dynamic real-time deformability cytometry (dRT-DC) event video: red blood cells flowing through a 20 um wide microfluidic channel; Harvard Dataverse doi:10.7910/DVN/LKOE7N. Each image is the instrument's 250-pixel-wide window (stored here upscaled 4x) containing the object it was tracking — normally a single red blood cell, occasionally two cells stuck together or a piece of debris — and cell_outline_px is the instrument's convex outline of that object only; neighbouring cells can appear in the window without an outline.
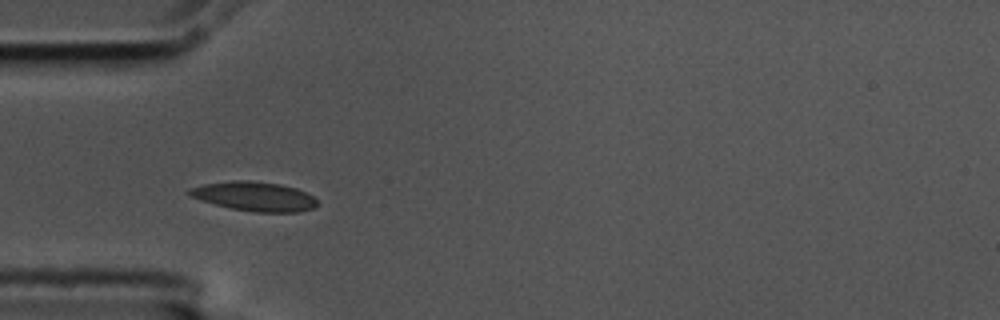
{"species": "common noctule bat (a hibernating species)", "species_latin": "Nyctalus noctula", "temperature_condition": "cold", "stored_images_in_passage": 4, "camera_frame_rate_fps": 3000, "um_per_image_px": 0.085, "animal": {"sex": "male", "body_mass_g": 17.5, "forearm_length_mm": 52.3}, "frame": {"image": 1, "passage_image": 1, "time_ms": 0.0, "image_size_px": [1000, 320], "cell_outline_px": [[320, 204], [312, 208], [300, 212], [256, 212], [232, 208], [216, 204], [188, 196], [188, 188], [204, 184], [232, 180], [248, 180], [280, 184], [296, 188], [320, 200]], "centroid_in_image_um": [21.65, 16.69], "position_along_channel_um": 63.3, "area_um2": 21.85}}